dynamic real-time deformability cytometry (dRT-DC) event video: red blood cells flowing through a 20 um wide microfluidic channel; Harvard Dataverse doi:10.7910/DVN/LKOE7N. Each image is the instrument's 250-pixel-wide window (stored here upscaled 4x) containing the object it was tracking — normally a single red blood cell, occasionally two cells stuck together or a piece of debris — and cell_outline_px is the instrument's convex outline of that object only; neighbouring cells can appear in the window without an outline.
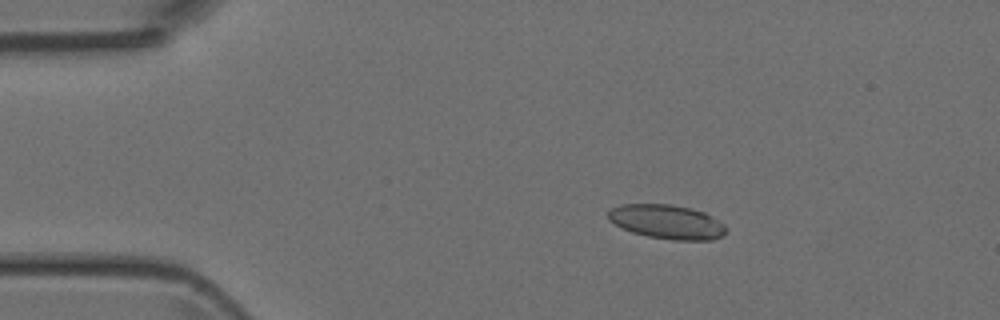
{"species": "Egyptian fruit bat (a non-hibernating species)", "species_latin": "Rousettus aegyptiacus", "temperature_condition": "room temperature", "stored_images_in_passage": 5, "camera_frame_rate_fps": 3000, "um_per_image_px": 0.085, "animal": {"sex": "female"}, "frame": {"image": 1, "passage_image": 3, "time_ms": 2.0, "image_size_px": [1000, 320], "cell_outline_px": [[728, 228], [724, 236], [712, 240], [672, 240], [648, 236], [632, 232], [608, 220], [608, 212], [612, 208], [620, 204], [668, 204], [692, 208], [704, 212], [724, 224]], "centroid_in_image_um": [56.72, 18.86], "position_along_channel_um": 28.3, "area_um2": 23.52}}